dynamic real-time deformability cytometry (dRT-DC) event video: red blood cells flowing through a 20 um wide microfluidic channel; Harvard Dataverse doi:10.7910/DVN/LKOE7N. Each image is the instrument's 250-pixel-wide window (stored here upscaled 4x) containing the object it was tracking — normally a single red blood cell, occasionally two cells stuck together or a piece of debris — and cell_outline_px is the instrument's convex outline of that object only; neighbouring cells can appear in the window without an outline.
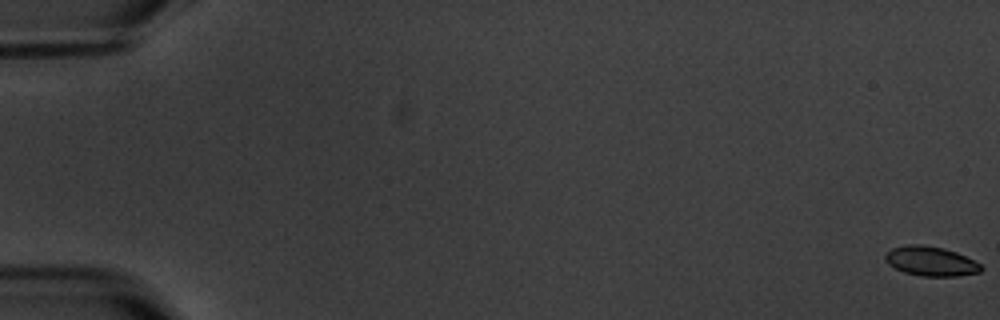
{"species": "common noctule bat (a hibernating species)", "species_latin": "Nyctalus noctula", "temperature_condition": "warm", "stored_images_in_passage": 4, "camera_frame_rate_fps": 3000, "um_per_image_px": 0.085, "animal": {"sex": "male", "body_mass_g": 20.1, "forearm_length_mm": 53.5}, "frame": {"image": 1, "passage_image": 1, "time_ms": 0.0, "image_size_px": [1000, 320], "cell_outline_px": [[984, 268], [980, 272], [956, 276], [920, 276], [904, 272], [888, 264], [884, 260], [884, 256], [892, 248], [908, 244], [920, 244], [944, 248], [956, 252], [980, 264]], "centroid_in_image_um": [79.1, 22.2], "position_along_channel_um": 5.9, "area_um2": 16.42}}